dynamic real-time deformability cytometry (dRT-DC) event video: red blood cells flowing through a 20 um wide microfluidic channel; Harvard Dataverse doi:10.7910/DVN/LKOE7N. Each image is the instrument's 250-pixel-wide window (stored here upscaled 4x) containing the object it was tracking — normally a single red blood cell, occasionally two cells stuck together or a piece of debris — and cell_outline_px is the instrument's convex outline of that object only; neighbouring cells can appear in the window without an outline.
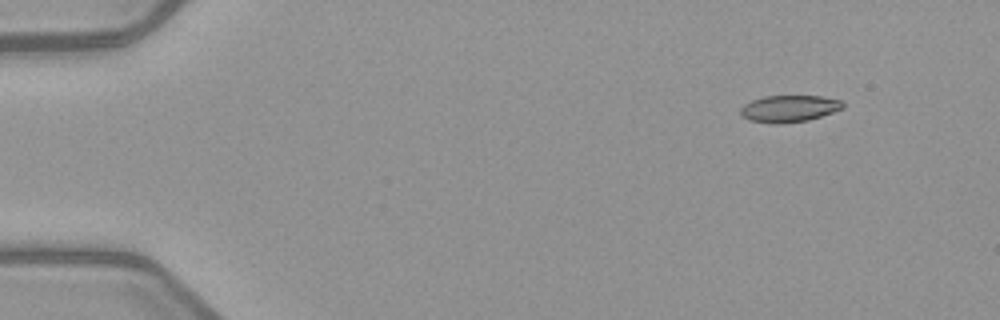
{"species": "common noctule bat (a hibernating species)", "species_latin": "Nyctalus noctula", "temperature_condition": "warm", "stored_images_in_passage": 4, "camera_frame_rate_fps": 3000, "um_per_image_px": 0.085, "animal": {"sex": "female", "body_mass_g": 21.9}, "frame": {"image": 1, "passage_image": 2, "time_ms": 1.0, "image_size_px": [1000, 320], "cell_outline_px": [[844, 108], [808, 120], [780, 124], [768, 124], [748, 120], [740, 116], [740, 108], [744, 104], [752, 100], [764, 96], [820, 96], [840, 100], [844, 104]], "centroid_in_image_um": [67.02, 9.24], "position_along_channel_um": 18.0, "area_um2": 16.13}}
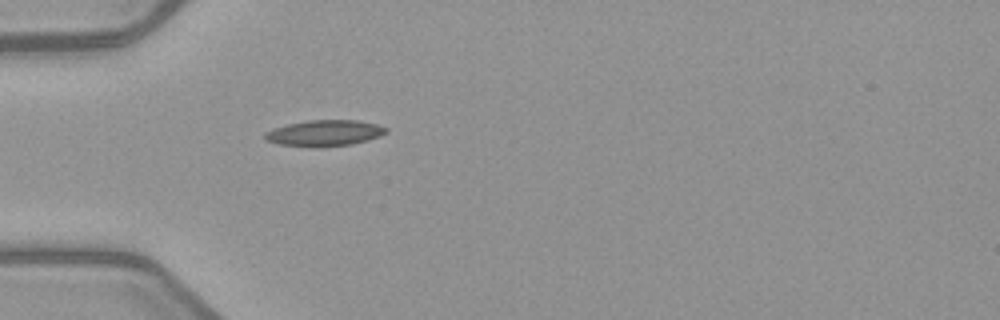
{"frame": {"image": 2, "passage_image": 4, "time_ms": 4.667, "image_size_px": [1000, 320], "cell_outline_px": [[388, 132], [380, 136], [368, 140], [352, 144], [320, 148], [316, 148], [280, 144], [264, 140], [264, 132], [272, 128], [288, 124], [308, 120], [356, 120], [376, 124], [388, 128]], "centroid_in_image_um": [27.57, 11.32], "position_along_channel_um": 57.4, "area_um2": 18.67}}